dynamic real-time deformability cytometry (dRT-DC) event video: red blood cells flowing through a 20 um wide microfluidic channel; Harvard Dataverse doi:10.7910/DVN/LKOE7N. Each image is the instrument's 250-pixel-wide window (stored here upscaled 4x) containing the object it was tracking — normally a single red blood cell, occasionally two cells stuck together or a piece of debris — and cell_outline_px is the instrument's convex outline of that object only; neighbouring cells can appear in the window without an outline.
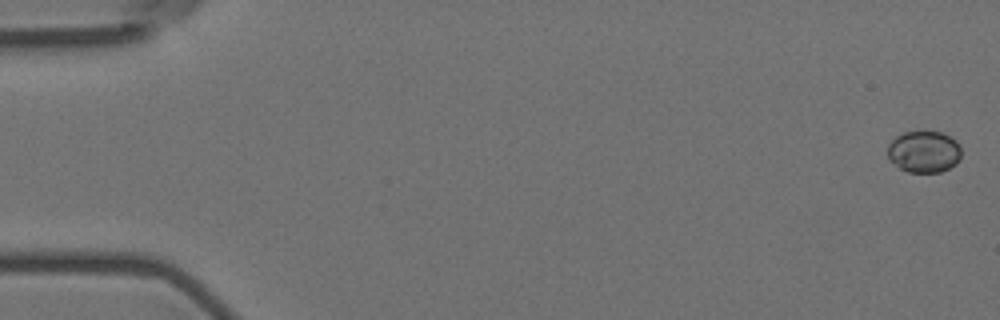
{"species": "Egyptian fruit bat (a non-hibernating species)", "species_latin": "Rousettus aegyptiacus", "temperature_condition": "room temperature", "stored_images_in_passage": 10, "camera_frame_rate_fps": 3000, "um_per_image_px": 0.085, "animal": {"sex": "female"}, "frame": {"image": 1, "passage_image": 1, "time_ms": 0.0, "image_size_px": [1000, 320], "cell_outline_px": [[960, 156], [956, 164], [940, 172], [908, 172], [900, 168], [888, 160], [888, 144], [896, 136], [904, 132], [924, 128], [940, 132], [956, 140], [960, 148]], "centroid_in_image_um": [78.51, 12.85], "position_along_channel_um": 6.5, "area_um2": 18.32}}